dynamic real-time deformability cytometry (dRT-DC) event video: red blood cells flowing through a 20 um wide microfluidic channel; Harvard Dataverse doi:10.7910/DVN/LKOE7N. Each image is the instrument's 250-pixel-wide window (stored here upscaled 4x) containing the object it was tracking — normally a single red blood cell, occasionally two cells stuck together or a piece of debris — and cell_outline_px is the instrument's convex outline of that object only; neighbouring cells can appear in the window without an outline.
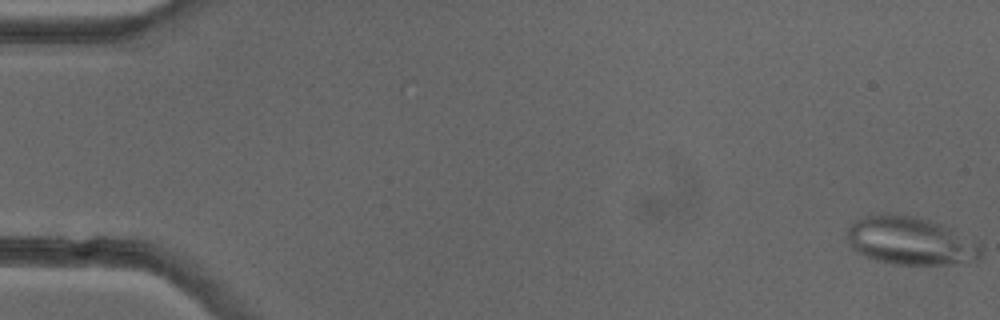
{"species": "common noctule bat (a hibernating species)", "species_latin": "Nyctalus noctula", "temperature_condition": "cold", "stored_images_in_passage": 52, "camera_frame_rate_fps": 3000, "um_per_image_px": 0.085, "animal": {"sex": "female"}, "frame": {"image": 1, "passage_image": 1, "time_ms": 0.0, "image_size_px": [1000, 320], "cell_outline_px": [[984, 256], [980, 260], [948, 264], [896, 264], [876, 260], [864, 256], [856, 252], [848, 244], [848, 228], [852, 220], [864, 216], [884, 212], [888, 212], [912, 216], [928, 220], [940, 224], [980, 244], [984, 252]], "centroid_in_image_um": [77.35, 20.47], "position_along_channel_um": 7.7, "area_um2": 37.69}, "authors_computed_cell_mechanics": {"area_um2": 29.2757, "velocity_mm_per_s": 3.9625, "shape_relaxation_time_tau1_ms": null, "shape_relaxation_time_tau2_ms": 3.5983, "deformation_change_tau1": null, "deformation_change_tau2": 0.1236}}